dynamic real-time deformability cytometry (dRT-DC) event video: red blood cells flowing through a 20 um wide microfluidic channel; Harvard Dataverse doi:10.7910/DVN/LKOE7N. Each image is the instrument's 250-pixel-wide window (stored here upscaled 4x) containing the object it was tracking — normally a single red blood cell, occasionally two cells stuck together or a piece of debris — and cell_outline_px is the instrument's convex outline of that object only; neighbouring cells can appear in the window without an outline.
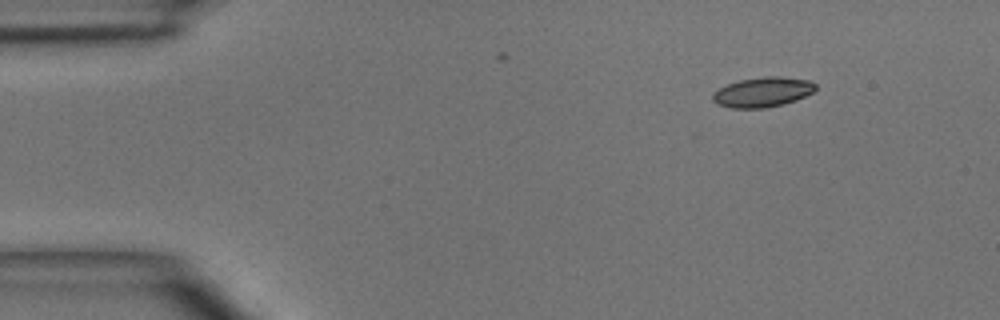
{"species": "common noctule bat (a hibernating species)", "species_latin": "Nyctalus noctula", "temperature_condition": "room temperature", "stored_images_in_passage": 3, "camera_frame_rate_fps": 3000, "um_per_image_px": 0.085, "animal": {"sex": "male", "body_mass_g": 15.6}, "frame": {"image": 1, "passage_image": 1, "time_ms": 0.0, "image_size_px": [1000, 320], "cell_outline_px": [[816, 88], [812, 92], [796, 100], [784, 104], [764, 108], [732, 108], [716, 104], [712, 100], [712, 92], [728, 84], [740, 80], [764, 76], [780, 76], [812, 80], [816, 84]], "centroid_in_image_um": [64.83, 7.82], "position_along_channel_um": 20.2, "area_um2": 18.03}}